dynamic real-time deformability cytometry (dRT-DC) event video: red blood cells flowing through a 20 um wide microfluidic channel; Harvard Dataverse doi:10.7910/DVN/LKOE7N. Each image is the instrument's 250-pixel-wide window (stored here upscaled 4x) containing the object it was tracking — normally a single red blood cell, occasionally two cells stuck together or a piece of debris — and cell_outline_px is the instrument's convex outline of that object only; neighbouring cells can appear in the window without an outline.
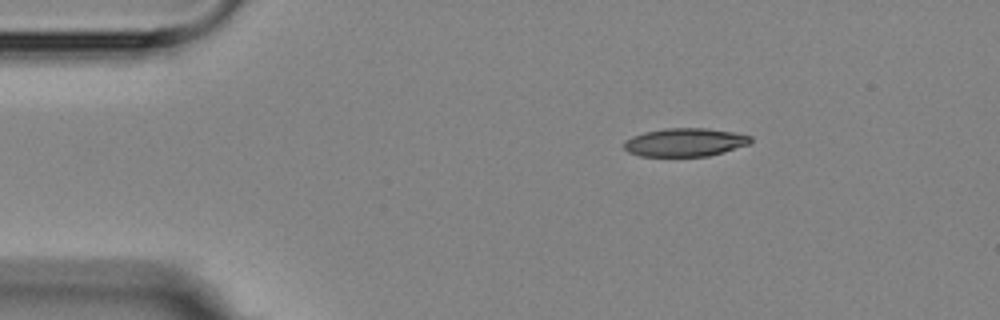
{"species": "Egyptian fruit bat (a non-hibernating species)", "species_latin": "Rousettus aegyptiacus", "temperature_condition": "room temperature", "stored_images_in_passage": 3, "camera_frame_rate_fps": 3000, "um_per_image_px": 0.085, "animal": {"sex": "female"}, "frame": {"image": 1, "passage_image": 1, "time_ms": 0.0, "image_size_px": [1000, 320], "cell_outline_px": [[752, 144], [724, 152], [708, 156], [640, 156], [628, 152], [624, 148], [624, 140], [632, 136], [644, 132], [664, 128], [708, 128], [732, 132], [752, 136]], "centroid_in_image_um": [58.24, 12.09], "position_along_channel_um": 26.8, "area_um2": 21.1}}
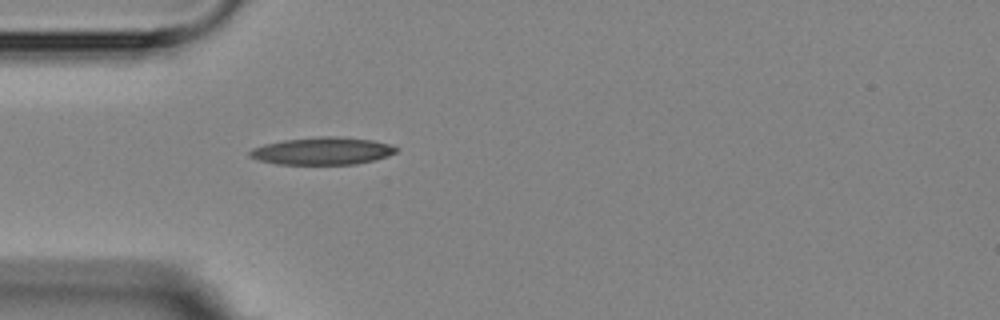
{"frame": {"image": 2, "passage_image": 3, "time_ms": 2.333, "image_size_px": [1000, 320], "cell_outline_px": [[400, 148], [396, 152], [388, 156], [356, 164], [276, 164], [260, 160], [248, 156], [248, 152], [252, 148], [264, 144], [284, 140], [320, 136], [336, 136], [372, 140], [388, 144]], "centroid_in_image_um": [27.39, 12.83], "position_along_channel_um": 57.6, "area_um2": 23.35}}